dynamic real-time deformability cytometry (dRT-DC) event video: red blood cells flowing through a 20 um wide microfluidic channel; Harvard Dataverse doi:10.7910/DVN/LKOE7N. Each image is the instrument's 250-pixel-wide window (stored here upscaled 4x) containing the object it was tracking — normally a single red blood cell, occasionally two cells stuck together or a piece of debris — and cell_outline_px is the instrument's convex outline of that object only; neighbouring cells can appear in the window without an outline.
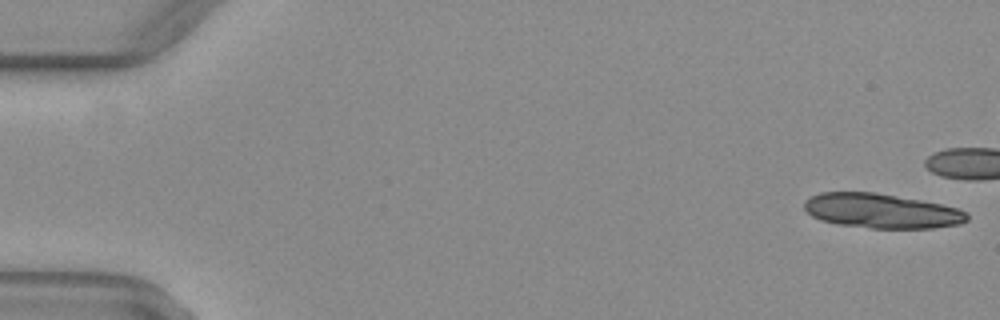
{"species": "common noctule bat (a hibernating species)", "species_latin": "Nyctalus noctula", "temperature_condition": "warm", "stored_images_in_passage": 10, "camera_frame_rate_fps": 3000, "um_per_image_px": 0.085, "animal": {"sex": "female", "body_mass_g": 29.2, "forearm_length_mm": 56.3}, "frame": {"image": 1, "passage_image": 1, "time_ms": 0.0, "image_size_px": [1000, 320], "cell_outline_px": [[968, 220], [960, 224], [932, 228], [872, 228], [836, 224], [820, 220], [812, 216], [804, 208], [804, 200], [820, 192], [876, 192], [920, 200], [940, 204], [956, 208], [964, 212], [968, 216]], "centroid_in_image_um": [74.89, 17.93], "position_along_channel_um": 10.1, "area_um2": 32.71}}